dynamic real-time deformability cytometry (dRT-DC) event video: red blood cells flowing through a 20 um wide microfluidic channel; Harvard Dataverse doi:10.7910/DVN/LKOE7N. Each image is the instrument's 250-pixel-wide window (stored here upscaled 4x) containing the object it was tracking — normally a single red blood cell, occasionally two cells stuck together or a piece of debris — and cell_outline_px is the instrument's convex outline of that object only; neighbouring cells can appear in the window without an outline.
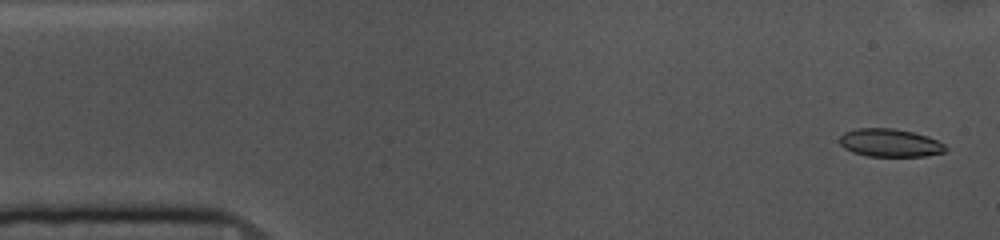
{"species": "common noctule bat (a hibernating species)", "species_latin": "Nyctalus noctula", "temperature_condition": "cold", "stored_images_in_passage": 53, "camera_frame_rate_fps": 3000, "um_per_image_px": 0.085, "animal": {"sex": "female", "body_mass_g": 10.0, "forearm_length_mm": 53.1}, "frame": {"image": 1, "passage_image": 2, "time_ms": 0.333, "image_size_px": [1000, 240], "cell_outline_px": [[948, 148], [944, 152], [924, 156], [868, 156], [852, 152], [844, 148], [840, 144], [840, 136], [844, 132], [856, 128], [892, 128], [912, 132], [928, 136], [944, 144]], "centroid_in_image_um": [75.63, 12.14], "position_along_channel_um": 9.4, "area_um2": 17.28}}
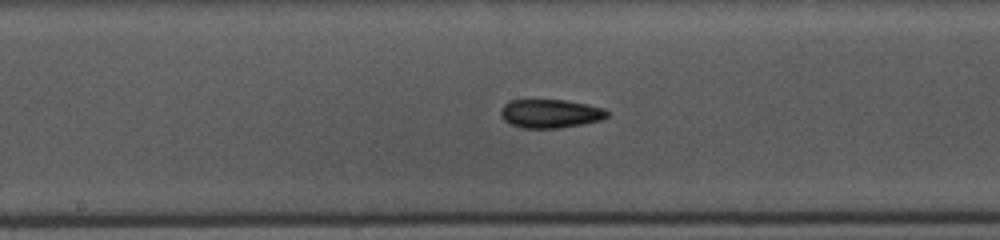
{"frame": {"image": 2, "passage_image": 26, "time_ms": 8.333, "image_size_px": [1000, 240], "cell_outline_px": [[608, 116], [604, 120], [584, 124], [560, 128], [520, 128], [504, 120], [500, 116], [500, 112], [504, 104], [508, 100], [564, 100], [588, 104], [604, 108], [608, 112]], "centroid_in_image_um": [46.8, 9.66], "position_along_channel_um": 201.4, "area_um2": 17.98}}
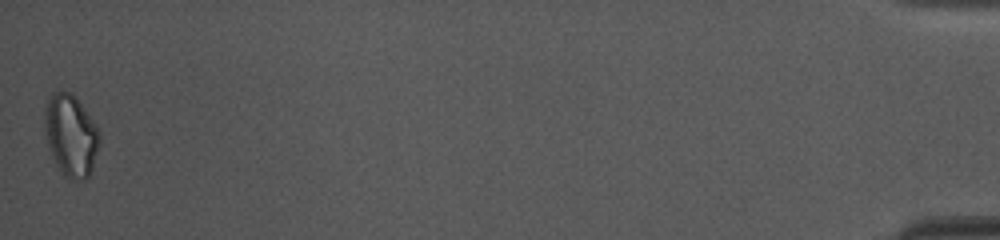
{"frame": {"image": 3, "passage_image": 53, "time_ms": 17.333, "image_size_px": [1000, 240], "cell_outline_px": [[100, 144], [92, 168], [88, 176], [84, 180], [72, 180], [64, 176], [56, 164], [52, 156], [48, 144], [44, 128], [44, 108], [52, 92], [72, 92], [76, 96], [96, 124], [100, 132]], "centroid_in_image_um": [6.03, 11.49], "position_along_channel_um": 429.2, "area_um2": 26.36}, "authors_computed_cell_mechanics": {"area_um2": 17.8602, "velocity_mm_per_s": 3.6608, "shape_relaxation_time_tau1_ms": 3.3527, "shape_relaxation_time_tau2_ms": 8.8268, "deformation_change_tau1": 0.1003, "deformation_change_tau2": 0.1568}}